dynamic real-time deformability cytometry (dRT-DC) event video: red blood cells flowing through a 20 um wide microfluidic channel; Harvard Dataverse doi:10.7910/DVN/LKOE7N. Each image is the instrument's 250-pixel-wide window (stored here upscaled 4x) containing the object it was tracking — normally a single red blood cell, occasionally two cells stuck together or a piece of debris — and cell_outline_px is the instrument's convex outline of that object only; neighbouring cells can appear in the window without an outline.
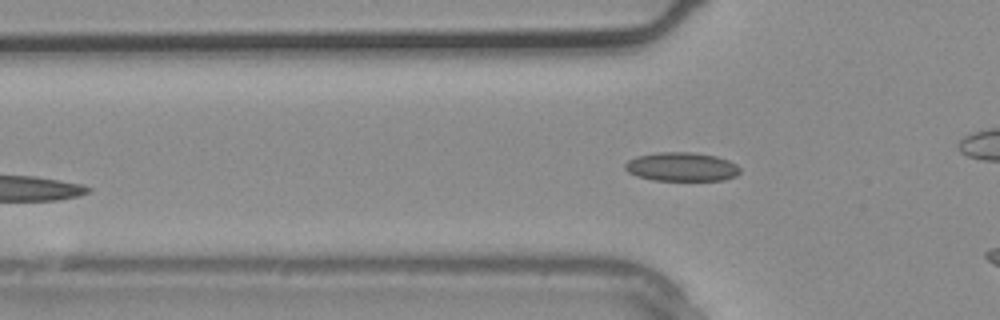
{"species": "common noctule bat (a hibernating species)", "species_latin": "Nyctalus noctula", "temperature_condition": "warm", "stored_images_in_passage": 4, "camera_frame_rate_fps": 3000, "um_per_image_px": 0.085, "animal": {"sex": "male", "body_mass_g": 20.4}, "frame": {"image": 1, "passage_image": 3, "time_ms": 0.667, "image_size_px": [1000, 320], "cell_outline_px": [[740, 172], [736, 176], [724, 180], [652, 180], [636, 176], [628, 172], [624, 168], [624, 164], [628, 160], [636, 156], [656, 152], [692, 152], [716, 156], [728, 160], [736, 164], [740, 168]], "centroid_in_image_um": [57.92, 14.17], "position_along_channel_um": 67.9, "area_um2": 19.48}}